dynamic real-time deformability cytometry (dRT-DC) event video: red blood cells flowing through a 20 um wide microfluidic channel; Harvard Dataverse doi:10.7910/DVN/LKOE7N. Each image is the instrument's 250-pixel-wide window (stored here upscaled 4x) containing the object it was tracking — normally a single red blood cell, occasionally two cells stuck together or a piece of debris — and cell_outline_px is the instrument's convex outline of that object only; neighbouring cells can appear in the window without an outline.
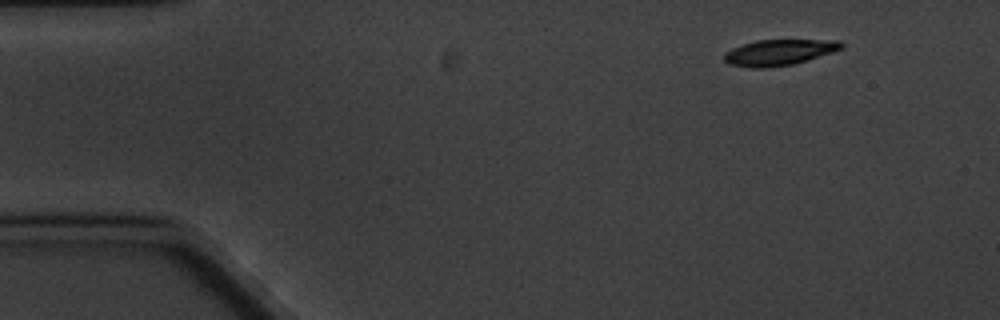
{"species": "common noctule bat (a hibernating species)", "species_latin": "Nyctalus noctula", "temperature_condition": "cold", "stored_images_in_passage": 3, "camera_frame_rate_fps": 3000, "um_per_image_px": 0.085, "animal": {"sex": "male", "body_mass_g": 20.1, "forearm_length_mm": 53.5}, "frame": {"image": 1, "passage_image": 1, "time_ms": 0.0, "image_size_px": [1000, 320], "cell_outline_px": [[844, 48], [832, 52], [792, 64], [768, 68], [752, 68], [728, 64], [724, 60], [724, 52], [732, 48], [756, 40], [840, 40], [844, 44]], "centroid_in_image_um": [66.2, 4.45], "position_along_channel_um": 18.8, "area_um2": 17.63}}
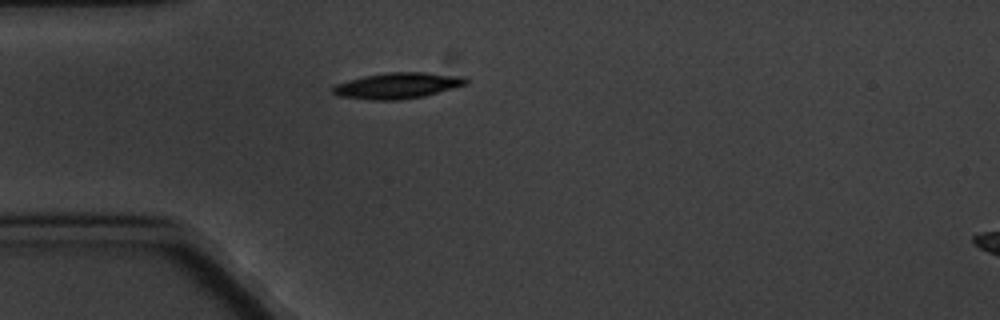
{"frame": {"image": 2, "passage_image": 3, "time_ms": 3.333, "image_size_px": [1000, 320], "cell_outline_px": [[468, 84], [424, 96], [400, 100], [368, 100], [336, 96], [332, 92], [332, 88], [336, 84], [348, 80], [364, 76], [388, 72], [428, 72], [464, 76], [468, 80]], "centroid_in_image_um": [33.79, 7.28], "position_along_channel_um": 51.2, "area_um2": 20.35}}